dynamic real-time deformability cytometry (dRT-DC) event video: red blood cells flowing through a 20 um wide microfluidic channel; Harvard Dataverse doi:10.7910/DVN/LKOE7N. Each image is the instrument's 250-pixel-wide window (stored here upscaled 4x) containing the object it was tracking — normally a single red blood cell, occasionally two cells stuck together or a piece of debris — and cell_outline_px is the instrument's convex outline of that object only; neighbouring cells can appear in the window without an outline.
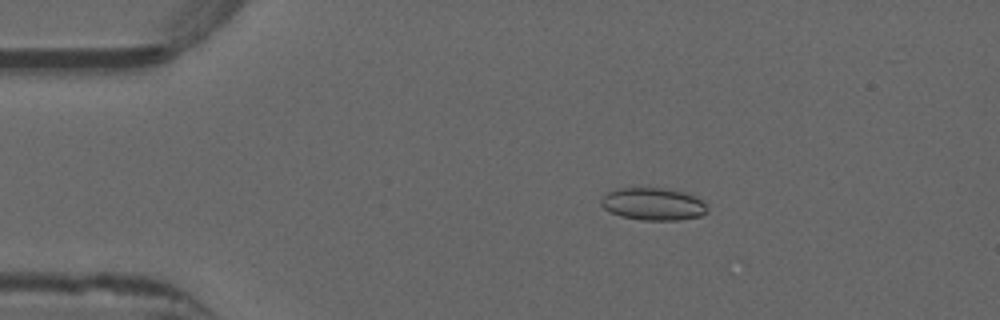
{"species": "common noctule bat (a hibernating species)", "species_latin": "Nyctalus noctula", "temperature_condition": "warm", "stored_images_in_passage": 29, "camera_frame_rate_fps": 3000, "um_per_image_px": 0.085, "animal": {"sex": "male", "forearm_length_mm": 52.5}, "frame": {"image": 1, "passage_image": 10, "time_ms": 3.0, "image_size_px": [1000, 320], "cell_outline_px": [[708, 212], [700, 216], [680, 220], [640, 220], [620, 216], [604, 208], [600, 204], [600, 200], [608, 192], [616, 188], [664, 188], [684, 192], [696, 196], [704, 200], [708, 208]], "centroid_in_image_um": [55.56, 17.34], "position_along_channel_um": 29.4, "area_um2": 20.29}}
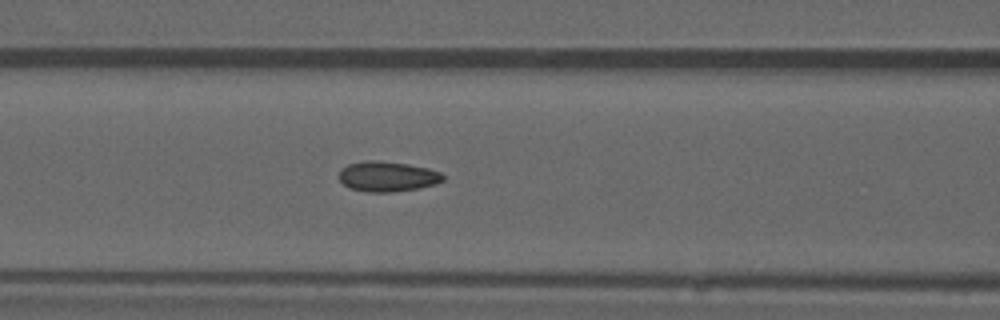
{"frame": {"image": 2, "passage_image": 22, "time_ms": 7.0, "image_size_px": [1000, 320], "cell_outline_px": [[444, 180], [436, 184], [420, 188], [392, 192], [368, 192], [348, 188], [340, 180], [340, 168], [348, 164], [364, 160], [376, 160], [408, 164], [428, 168], [440, 172], [444, 176]], "centroid_in_image_um": [32.93, 15.0], "position_along_channel_um": 133.7, "area_um2": 18.44}}
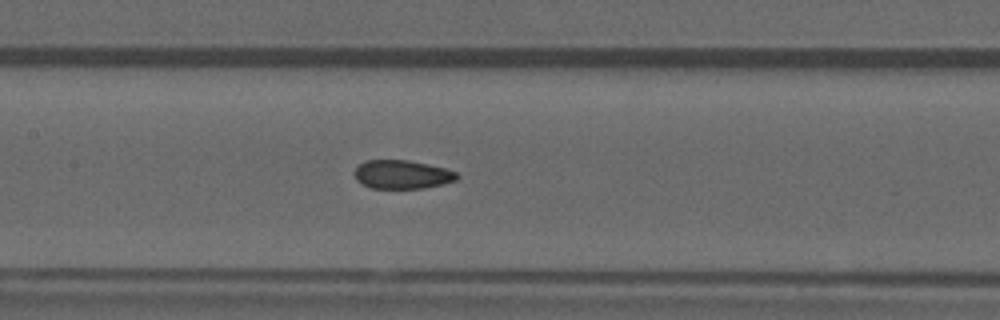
{"frame": {"image": 3, "passage_image": 25, "time_ms": 8.0, "image_size_px": [1000, 320], "cell_outline_px": [[460, 176], [456, 180], [424, 188], [372, 188], [356, 180], [356, 168], [364, 160], [408, 160], [444, 168], [456, 172]], "centroid_in_image_um": [34.18, 14.82], "position_along_channel_um": 173.2, "area_um2": 16.82}}